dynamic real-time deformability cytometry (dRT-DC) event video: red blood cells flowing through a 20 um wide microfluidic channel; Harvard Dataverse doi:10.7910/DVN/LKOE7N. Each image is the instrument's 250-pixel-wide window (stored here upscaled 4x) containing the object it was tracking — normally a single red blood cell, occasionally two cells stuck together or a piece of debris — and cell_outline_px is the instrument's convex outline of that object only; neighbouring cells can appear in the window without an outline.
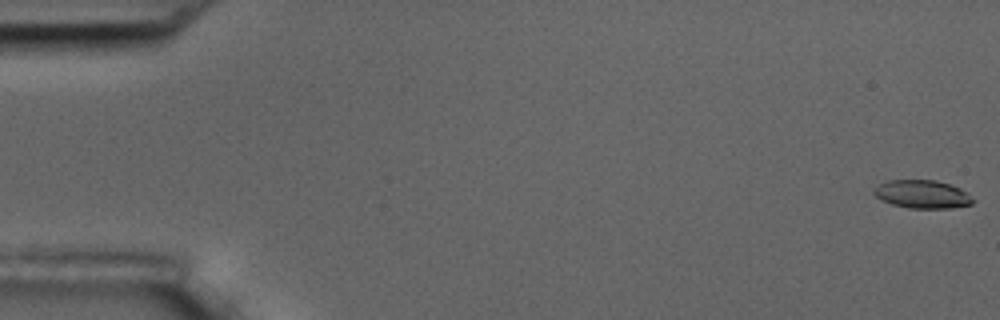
{"species": "common noctule bat (a hibernating species)", "species_latin": "Nyctalus noctula", "temperature_condition": "room temperature", "stored_images_in_passage": 5, "camera_frame_rate_fps": 3000, "um_per_image_px": 0.085, "animal": {"sex": "male", "body_mass_g": 17.5, "forearm_length_mm": 52.3}, "frame": {"image": 1, "passage_image": 1, "time_ms": 0.0, "image_size_px": [1000, 320], "cell_outline_px": [[976, 200], [972, 204], [952, 208], [908, 208], [892, 204], [880, 200], [872, 192], [880, 184], [888, 180], [936, 180], [960, 188]], "centroid_in_image_um": [78.4, 16.52], "position_along_channel_um": 6.6, "area_um2": 16.24}}
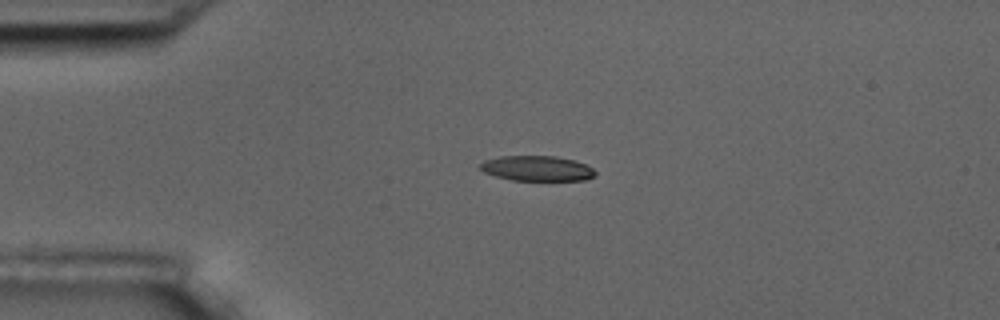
{"frame": {"image": 2, "passage_image": 4, "time_ms": 4.333, "image_size_px": [1000, 320], "cell_outline_px": [[596, 176], [584, 180], [512, 180], [496, 176], [484, 172], [480, 168], [480, 164], [484, 160], [500, 156], [556, 156], [576, 160], [592, 168], [596, 172]], "centroid_in_image_um": [45.66, 14.31], "position_along_channel_um": 39.3, "area_um2": 16.88}}